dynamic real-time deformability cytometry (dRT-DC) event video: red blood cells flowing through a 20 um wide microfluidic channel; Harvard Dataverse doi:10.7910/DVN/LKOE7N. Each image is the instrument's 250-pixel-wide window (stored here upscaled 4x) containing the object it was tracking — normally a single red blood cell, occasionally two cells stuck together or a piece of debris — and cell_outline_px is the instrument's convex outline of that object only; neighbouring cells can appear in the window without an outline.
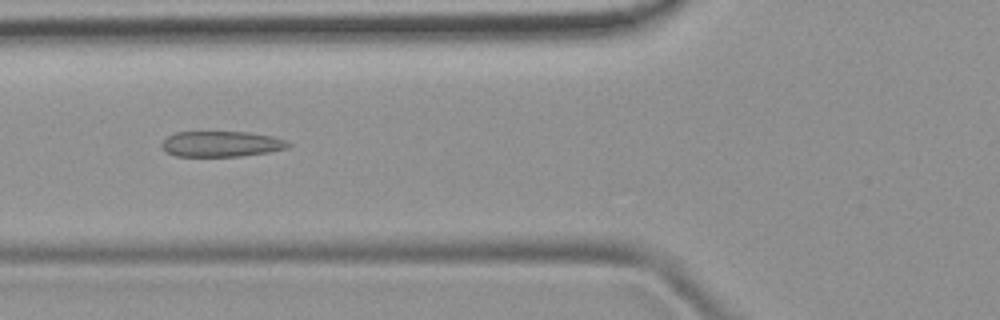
{"species": "common noctule bat (a hibernating species)", "species_latin": "Nyctalus noctula", "temperature_condition": "room temperature", "stored_images_in_passage": 47, "camera_frame_rate_fps": 3000, "um_per_image_px": 0.085, "animal": {"sex": "female", "body_mass_g": 19.9}, "frame": {"image": 1, "passage_image": 17, "time_ms": 5.333, "image_size_px": [1000, 320], "cell_outline_px": [[292, 144], [288, 148], [268, 152], [240, 156], [176, 156], [168, 152], [160, 144], [168, 136], [176, 132], [248, 132], [272, 136], [284, 140]], "centroid_in_image_um": [18.83, 12.23], "position_along_channel_um": 107.0, "area_um2": 18.73}}
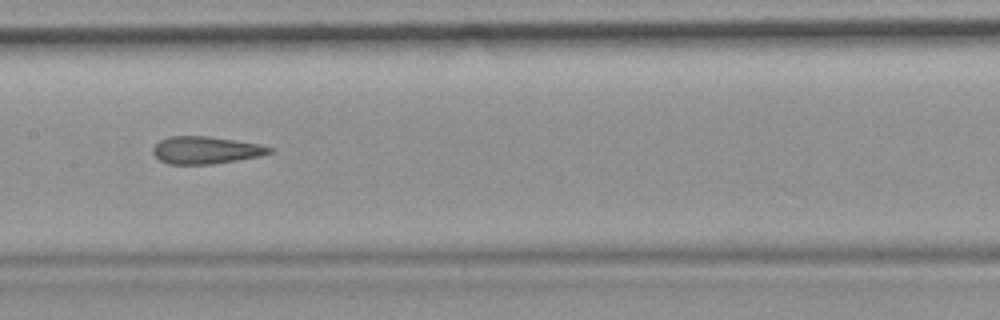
{"frame": {"image": 2, "passage_image": 23, "time_ms": 7.333, "image_size_px": [1000, 320], "cell_outline_px": [[272, 152], [260, 156], [212, 164], [168, 164], [160, 160], [152, 152], [152, 148], [160, 140], [168, 136], [208, 136], [260, 144], [272, 148]], "centroid_in_image_um": [17.46, 12.76], "position_along_channel_um": 189.9, "area_um2": 18.5}}
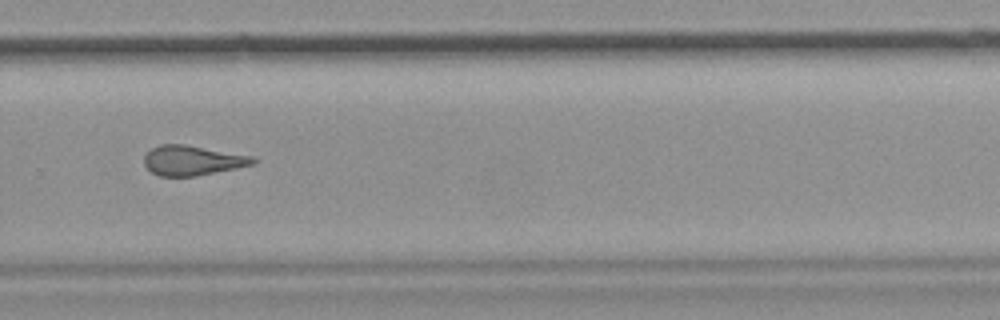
{"frame": {"image": 3, "passage_image": 32, "time_ms": 10.333, "image_size_px": [1000, 320], "cell_outline_px": [[260, 160], [256, 164], [196, 176], [160, 176], [152, 172], [144, 164], [144, 156], [152, 148], [160, 144], [184, 144], [252, 156]], "centroid_in_image_um": [16.39, 13.64], "position_along_channel_um": 313.4, "area_um2": 18.9}}